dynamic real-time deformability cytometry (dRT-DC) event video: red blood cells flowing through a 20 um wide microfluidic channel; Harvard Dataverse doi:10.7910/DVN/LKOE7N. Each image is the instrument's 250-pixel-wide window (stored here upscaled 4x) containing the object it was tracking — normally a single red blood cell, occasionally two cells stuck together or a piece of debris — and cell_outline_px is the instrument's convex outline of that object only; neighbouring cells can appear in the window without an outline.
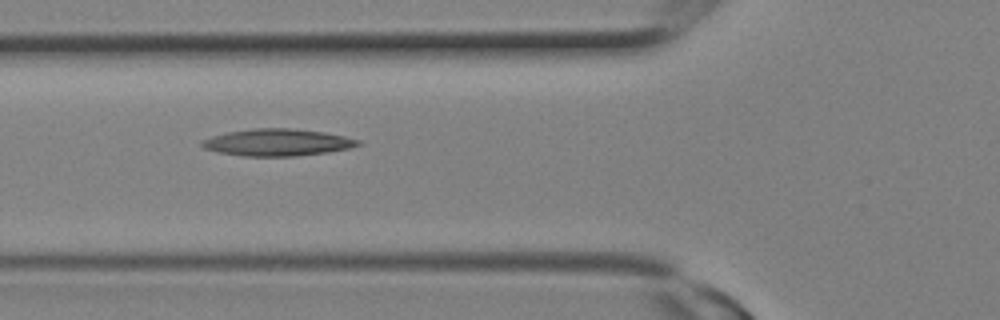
{"species": "Egyptian fruit bat (a non-hibernating species)", "species_latin": "Rousettus aegyptiacus", "temperature_condition": "room temperature", "stored_images_in_passage": 23, "camera_frame_rate_fps": 3000, "um_per_image_px": 0.085, "animal": {"sex": "female"}, "frame": {"image": 1, "passage_image": 6, "time_ms": 1.667, "image_size_px": [1000, 320], "cell_outline_px": [[364, 144], [348, 148], [328, 152], [296, 156], [244, 156], [220, 152], [204, 148], [200, 144], [204, 140], [212, 136], [228, 132], [252, 128], [288, 128], [324, 132], [344, 136], [360, 140]], "centroid_in_image_um": [23.62, 12.1], "position_along_channel_um": 102.2, "area_um2": 24.39}}
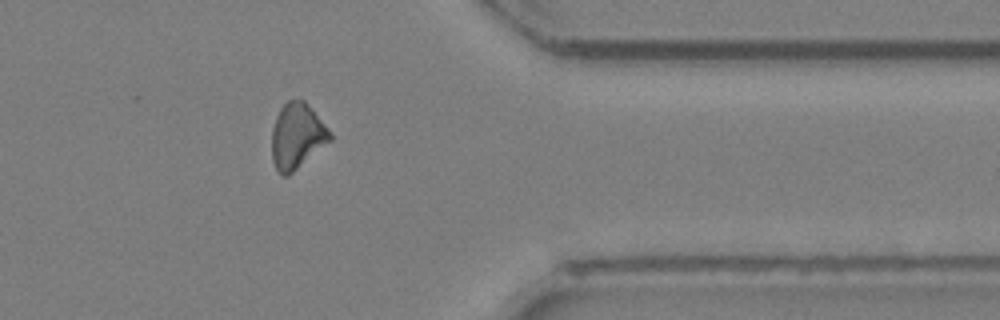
{"frame": {"image": 2, "passage_image": 17, "time_ms": 5.333, "image_size_px": [1000, 320], "cell_outline_px": [[332, 140], [288, 176], [284, 176], [276, 168], [272, 160], [272, 128], [276, 116], [280, 108], [288, 100], [300, 96], [308, 104], [328, 128], [332, 136]], "centroid_in_image_um": [25.24, 11.53], "position_along_channel_um": 386.2, "area_um2": 22.37}}
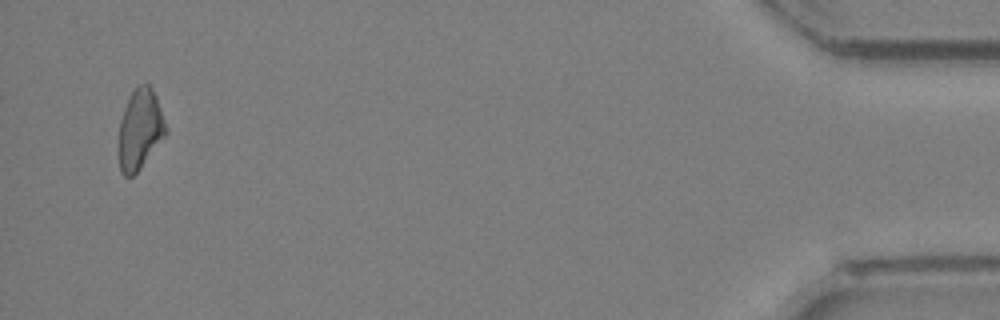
{"frame": {"image": 3, "passage_image": 21, "time_ms": 6.667, "image_size_px": [1000, 320], "cell_outline_px": [[168, 132], [140, 168], [132, 176], [124, 176], [120, 172], [120, 120], [128, 96], [140, 84], [148, 84], [152, 88], [156, 96], [168, 128]], "centroid_in_image_um": [11.92, 10.97], "position_along_channel_um": 423.3, "area_um2": 21.73}}